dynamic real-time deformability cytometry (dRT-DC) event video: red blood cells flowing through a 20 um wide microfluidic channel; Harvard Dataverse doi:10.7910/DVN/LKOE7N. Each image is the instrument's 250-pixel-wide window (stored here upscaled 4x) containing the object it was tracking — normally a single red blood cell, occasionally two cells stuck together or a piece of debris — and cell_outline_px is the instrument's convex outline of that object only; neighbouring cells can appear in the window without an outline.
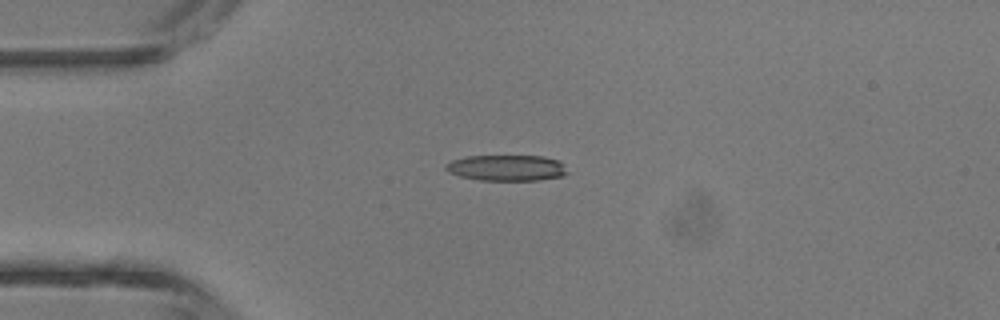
{"species": "common noctule bat (a hibernating species)", "species_latin": "Nyctalus noctula", "temperature_condition": "room temperature", "stored_images_in_passage": 3, "camera_frame_rate_fps": 3000, "um_per_image_px": 0.085, "animal": {"sex": "male", "body_mass_g": 13.3}, "frame": {"image": 1, "passage_image": 1, "time_ms": 0.0, "image_size_px": [1000, 320], "cell_outline_px": [[568, 172], [564, 176], [536, 180], [480, 180], [460, 176], [448, 172], [444, 168], [444, 164], [452, 160], [468, 156], [544, 156], [556, 160], [564, 164]], "centroid_in_image_um": [43.06, 14.27], "position_along_channel_um": 41.9, "area_um2": 18.38}}
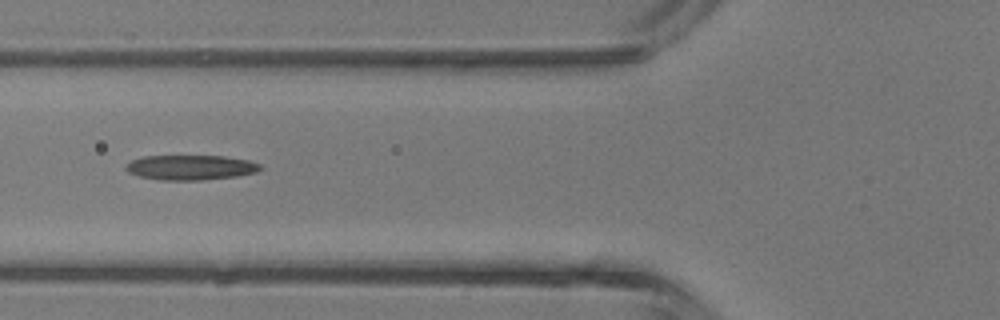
{"frame": {"image": 2, "passage_image": 3, "time_ms": 2.0, "image_size_px": [1000, 320], "cell_outline_px": [[260, 168], [256, 172], [236, 176], [200, 180], [160, 180], [140, 176], [128, 172], [124, 168], [132, 160], [144, 156], [224, 156], [248, 160], [260, 164]], "centroid_in_image_um": [16.19, 14.23], "position_along_channel_um": 109.6, "area_um2": 19.31}}